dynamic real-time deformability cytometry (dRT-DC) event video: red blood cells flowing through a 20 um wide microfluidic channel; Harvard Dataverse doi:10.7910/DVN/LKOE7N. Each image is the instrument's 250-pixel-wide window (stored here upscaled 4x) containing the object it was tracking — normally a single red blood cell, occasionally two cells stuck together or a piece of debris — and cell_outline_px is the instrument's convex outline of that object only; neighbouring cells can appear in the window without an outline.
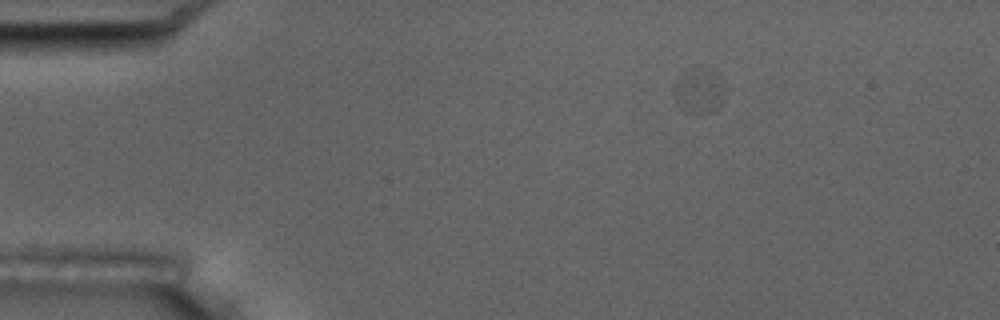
{"species": "common noctule bat (a hibernating species)", "species_latin": "Nyctalus noctula", "temperature_condition": "room temperature", "stored_images_in_passage": 6, "camera_frame_rate_fps": 3000, "um_per_image_px": 0.085, "animal": {"sex": "male", "body_mass_g": 17.5, "forearm_length_mm": 52.3}, "frame": {"image": 1, "passage_image": 2, "time_ms": 1.333, "image_size_px": [1000, 320], "cell_outline_px": [[728, 88], [724, 100], [712, 112], [684, 112], [676, 100], [672, 92], [672, 88], [676, 80], [716, 72]], "centroid_in_image_um": [59.5, 7.89], "position_along_channel_um": 25.5, "area_um2": 12.14}}
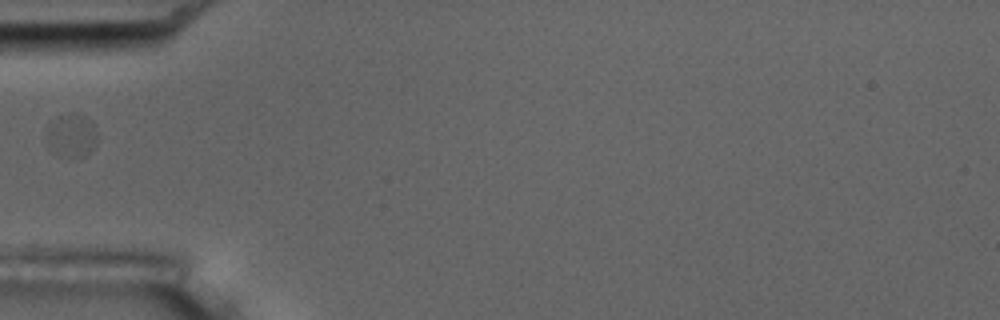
{"frame": {"image": 2, "passage_image": 5, "time_ms": 4.667, "image_size_px": [1000, 320], "cell_outline_px": [[96, 144], [84, 156], [60, 156], [48, 148], [44, 136], [48, 124], [56, 116], [84, 116], [92, 124], [96, 132]], "centroid_in_image_um": [5.99, 11.55], "position_along_channel_um": 79.0, "area_um2": 12.54}}